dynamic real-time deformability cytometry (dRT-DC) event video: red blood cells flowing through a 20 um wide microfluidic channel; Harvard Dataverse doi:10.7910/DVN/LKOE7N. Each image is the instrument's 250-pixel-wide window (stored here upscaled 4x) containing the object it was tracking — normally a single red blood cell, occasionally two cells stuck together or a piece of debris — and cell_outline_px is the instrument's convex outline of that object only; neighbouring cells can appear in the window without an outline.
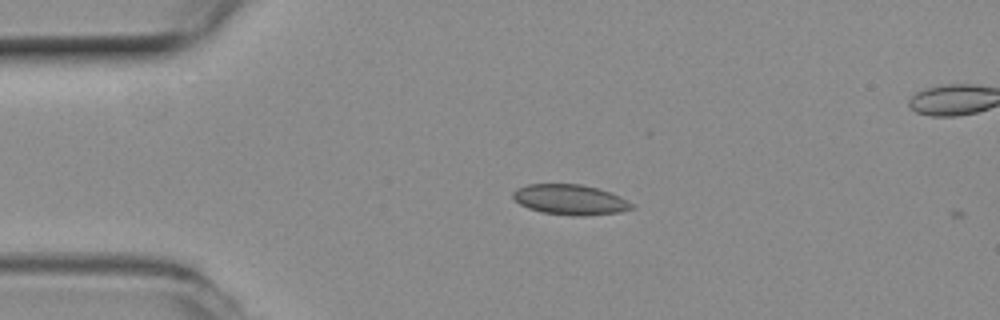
{"species": "common noctule bat (a hibernating species)", "species_latin": "Nyctalus noctula", "temperature_condition": "room temperature", "stored_images_in_passage": 2, "camera_frame_rate_fps": 3000, "um_per_image_px": 0.085, "animal": {"sex": "female", "body_mass_g": 19.3, "forearm_length_mm": 54.1}, "frame": {"image": 1, "passage_image": 1, "time_ms": 0.0, "image_size_px": [1000, 320], "cell_outline_px": [[636, 208], [620, 212], [584, 216], [572, 216], [540, 212], [528, 208], [520, 204], [512, 196], [512, 192], [516, 188], [528, 184], [580, 184], [612, 192], [620, 196], [632, 204]], "centroid_in_image_um": [48.46, 16.98], "position_along_channel_um": 36.5, "area_um2": 21.1}}